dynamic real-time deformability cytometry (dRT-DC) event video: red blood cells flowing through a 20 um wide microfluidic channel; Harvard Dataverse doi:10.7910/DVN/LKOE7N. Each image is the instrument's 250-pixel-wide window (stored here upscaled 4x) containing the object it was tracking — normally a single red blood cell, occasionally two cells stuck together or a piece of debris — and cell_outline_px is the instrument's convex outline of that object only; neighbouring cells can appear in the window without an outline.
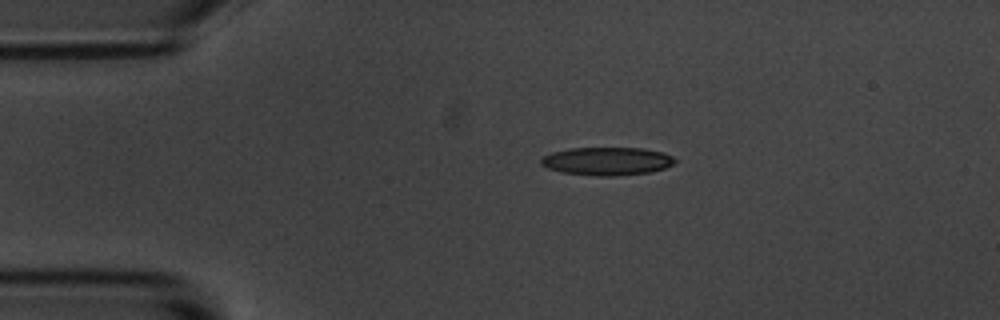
{"species": "common noctule bat (a hibernating species)", "species_latin": "Nyctalus noctula", "temperature_condition": "room temperature", "stored_images_in_passage": 5, "camera_frame_rate_fps": 3000, "um_per_image_px": 0.085, "animal": {"sex": "male", "body_mass_g": 20.1, "forearm_length_mm": 53.5}, "frame": {"image": 1, "passage_image": 4, "time_ms": 3.333, "image_size_px": [1000, 320], "cell_outline_px": [[676, 160], [672, 164], [664, 168], [652, 172], [612, 176], [596, 176], [560, 172], [548, 168], [540, 164], [540, 160], [544, 156], [552, 152], [568, 148], [644, 148], [664, 152], [672, 156]], "centroid_in_image_um": [51.59, 13.7], "position_along_channel_um": 33.4, "area_um2": 22.02}}